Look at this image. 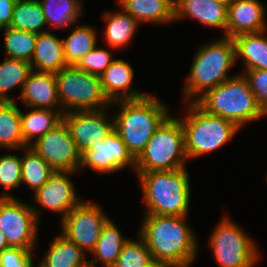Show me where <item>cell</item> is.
I'll list each match as a JSON object with an SVG mask.
<instances>
[{
	"mask_svg": "<svg viewBox=\"0 0 267 267\" xmlns=\"http://www.w3.org/2000/svg\"><path fill=\"white\" fill-rule=\"evenodd\" d=\"M75 172L55 171L49 180L34 192L35 202L62 218L82 200L77 196L75 184L69 175Z\"/></svg>",
	"mask_w": 267,
	"mask_h": 267,
	"instance_id": "15",
	"label": "cell"
},
{
	"mask_svg": "<svg viewBox=\"0 0 267 267\" xmlns=\"http://www.w3.org/2000/svg\"><path fill=\"white\" fill-rule=\"evenodd\" d=\"M193 59L182 90V101L187 103L195 102L208 90L233 77L229 76V71L238 62L234 40L223 36L206 43L198 49Z\"/></svg>",
	"mask_w": 267,
	"mask_h": 267,
	"instance_id": "3",
	"label": "cell"
},
{
	"mask_svg": "<svg viewBox=\"0 0 267 267\" xmlns=\"http://www.w3.org/2000/svg\"><path fill=\"white\" fill-rule=\"evenodd\" d=\"M111 105L120 106V110L113 115L114 128L135 158L171 115L170 108L152 94L139 99L114 101Z\"/></svg>",
	"mask_w": 267,
	"mask_h": 267,
	"instance_id": "2",
	"label": "cell"
},
{
	"mask_svg": "<svg viewBox=\"0 0 267 267\" xmlns=\"http://www.w3.org/2000/svg\"><path fill=\"white\" fill-rule=\"evenodd\" d=\"M20 98L27 108L62 110L57 95L55 73L32 70L18 99Z\"/></svg>",
	"mask_w": 267,
	"mask_h": 267,
	"instance_id": "17",
	"label": "cell"
},
{
	"mask_svg": "<svg viewBox=\"0 0 267 267\" xmlns=\"http://www.w3.org/2000/svg\"><path fill=\"white\" fill-rule=\"evenodd\" d=\"M37 208L16 197L0 198V230L10 247L34 252L41 215V209Z\"/></svg>",
	"mask_w": 267,
	"mask_h": 267,
	"instance_id": "10",
	"label": "cell"
},
{
	"mask_svg": "<svg viewBox=\"0 0 267 267\" xmlns=\"http://www.w3.org/2000/svg\"><path fill=\"white\" fill-rule=\"evenodd\" d=\"M84 254L82 249L60 233L50 243L37 267H86L89 261Z\"/></svg>",
	"mask_w": 267,
	"mask_h": 267,
	"instance_id": "23",
	"label": "cell"
},
{
	"mask_svg": "<svg viewBox=\"0 0 267 267\" xmlns=\"http://www.w3.org/2000/svg\"><path fill=\"white\" fill-rule=\"evenodd\" d=\"M266 8L260 0H233L228 5L226 37L267 30Z\"/></svg>",
	"mask_w": 267,
	"mask_h": 267,
	"instance_id": "16",
	"label": "cell"
},
{
	"mask_svg": "<svg viewBox=\"0 0 267 267\" xmlns=\"http://www.w3.org/2000/svg\"><path fill=\"white\" fill-rule=\"evenodd\" d=\"M118 5L139 24L171 23L174 20V0H117Z\"/></svg>",
	"mask_w": 267,
	"mask_h": 267,
	"instance_id": "21",
	"label": "cell"
},
{
	"mask_svg": "<svg viewBox=\"0 0 267 267\" xmlns=\"http://www.w3.org/2000/svg\"><path fill=\"white\" fill-rule=\"evenodd\" d=\"M9 247H10V246H9L7 240H6L5 235H4V234L1 232V230H0V253H1L3 250H5V249H7V248H9Z\"/></svg>",
	"mask_w": 267,
	"mask_h": 267,
	"instance_id": "40",
	"label": "cell"
},
{
	"mask_svg": "<svg viewBox=\"0 0 267 267\" xmlns=\"http://www.w3.org/2000/svg\"><path fill=\"white\" fill-rule=\"evenodd\" d=\"M266 32L241 34L233 38L236 47V59L243 60L244 70H267Z\"/></svg>",
	"mask_w": 267,
	"mask_h": 267,
	"instance_id": "22",
	"label": "cell"
},
{
	"mask_svg": "<svg viewBox=\"0 0 267 267\" xmlns=\"http://www.w3.org/2000/svg\"><path fill=\"white\" fill-rule=\"evenodd\" d=\"M135 165L136 158L114 128L102 142L81 153L79 169L87 167L100 174H111L130 166L135 171Z\"/></svg>",
	"mask_w": 267,
	"mask_h": 267,
	"instance_id": "13",
	"label": "cell"
},
{
	"mask_svg": "<svg viewBox=\"0 0 267 267\" xmlns=\"http://www.w3.org/2000/svg\"><path fill=\"white\" fill-rule=\"evenodd\" d=\"M208 243L219 267H253L259 259L255 240L226 216L218 222Z\"/></svg>",
	"mask_w": 267,
	"mask_h": 267,
	"instance_id": "9",
	"label": "cell"
},
{
	"mask_svg": "<svg viewBox=\"0 0 267 267\" xmlns=\"http://www.w3.org/2000/svg\"><path fill=\"white\" fill-rule=\"evenodd\" d=\"M99 78L103 93L110 102L139 99L147 95L131 86L134 70L128 61L114 59Z\"/></svg>",
	"mask_w": 267,
	"mask_h": 267,
	"instance_id": "18",
	"label": "cell"
},
{
	"mask_svg": "<svg viewBox=\"0 0 267 267\" xmlns=\"http://www.w3.org/2000/svg\"><path fill=\"white\" fill-rule=\"evenodd\" d=\"M107 108L64 112L62 121L82 153L91 145L102 142L114 129V117H107Z\"/></svg>",
	"mask_w": 267,
	"mask_h": 267,
	"instance_id": "14",
	"label": "cell"
},
{
	"mask_svg": "<svg viewBox=\"0 0 267 267\" xmlns=\"http://www.w3.org/2000/svg\"><path fill=\"white\" fill-rule=\"evenodd\" d=\"M228 6L213 0H174V20L192 17L201 24L223 30L226 37Z\"/></svg>",
	"mask_w": 267,
	"mask_h": 267,
	"instance_id": "19",
	"label": "cell"
},
{
	"mask_svg": "<svg viewBox=\"0 0 267 267\" xmlns=\"http://www.w3.org/2000/svg\"><path fill=\"white\" fill-rule=\"evenodd\" d=\"M30 64L32 70L39 72L57 73L65 68L68 64L64 55L63 40L50 30L38 33Z\"/></svg>",
	"mask_w": 267,
	"mask_h": 267,
	"instance_id": "20",
	"label": "cell"
},
{
	"mask_svg": "<svg viewBox=\"0 0 267 267\" xmlns=\"http://www.w3.org/2000/svg\"><path fill=\"white\" fill-rule=\"evenodd\" d=\"M97 202L82 200L61 218L62 235L85 253H91L110 219Z\"/></svg>",
	"mask_w": 267,
	"mask_h": 267,
	"instance_id": "11",
	"label": "cell"
},
{
	"mask_svg": "<svg viewBox=\"0 0 267 267\" xmlns=\"http://www.w3.org/2000/svg\"><path fill=\"white\" fill-rule=\"evenodd\" d=\"M29 110L27 113L21 111L22 135L28 146L58 126L64 113L63 110L30 107Z\"/></svg>",
	"mask_w": 267,
	"mask_h": 267,
	"instance_id": "25",
	"label": "cell"
},
{
	"mask_svg": "<svg viewBox=\"0 0 267 267\" xmlns=\"http://www.w3.org/2000/svg\"><path fill=\"white\" fill-rule=\"evenodd\" d=\"M195 103L209 114L232 121L240 129L266 116L241 72L205 92Z\"/></svg>",
	"mask_w": 267,
	"mask_h": 267,
	"instance_id": "5",
	"label": "cell"
},
{
	"mask_svg": "<svg viewBox=\"0 0 267 267\" xmlns=\"http://www.w3.org/2000/svg\"><path fill=\"white\" fill-rule=\"evenodd\" d=\"M148 267H166L165 265L161 264V263H157V262H153L150 266Z\"/></svg>",
	"mask_w": 267,
	"mask_h": 267,
	"instance_id": "41",
	"label": "cell"
},
{
	"mask_svg": "<svg viewBox=\"0 0 267 267\" xmlns=\"http://www.w3.org/2000/svg\"><path fill=\"white\" fill-rule=\"evenodd\" d=\"M45 15L47 29L70 28L82 15L81 0H38ZM82 3V4H81ZM63 27V28H62Z\"/></svg>",
	"mask_w": 267,
	"mask_h": 267,
	"instance_id": "28",
	"label": "cell"
},
{
	"mask_svg": "<svg viewBox=\"0 0 267 267\" xmlns=\"http://www.w3.org/2000/svg\"><path fill=\"white\" fill-rule=\"evenodd\" d=\"M242 74L247 79L260 109L267 115V70H246L243 71Z\"/></svg>",
	"mask_w": 267,
	"mask_h": 267,
	"instance_id": "37",
	"label": "cell"
},
{
	"mask_svg": "<svg viewBox=\"0 0 267 267\" xmlns=\"http://www.w3.org/2000/svg\"><path fill=\"white\" fill-rule=\"evenodd\" d=\"M110 53L106 49L96 46L82 57L75 66L84 72L100 77L114 60Z\"/></svg>",
	"mask_w": 267,
	"mask_h": 267,
	"instance_id": "36",
	"label": "cell"
},
{
	"mask_svg": "<svg viewBox=\"0 0 267 267\" xmlns=\"http://www.w3.org/2000/svg\"><path fill=\"white\" fill-rule=\"evenodd\" d=\"M187 105L186 116L179 119L184 130L187 159L221 148L240 130L232 121L205 112L195 102Z\"/></svg>",
	"mask_w": 267,
	"mask_h": 267,
	"instance_id": "6",
	"label": "cell"
},
{
	"mask_svg": "<svg viewBox=\"0 0 267 267\" xmlns=\"http://www.w3.org/2000/svg\"><path fill=\"white\" fill-rule=\"evenodd\" d=\"M58 100L63 112L98 110L111 107L103 93L100 78L67 65L55 73Z\"/></svg>",
	"mask_w": 267,
	"mask_h": 267,
	"instance_id": "8",
	"label": "cell"
},
{
	"mask_svg": "<svg viewBox=\"0 0 267 267\" xmlns=\"http://www.w3.org/2000/svg\"><path fill=\"white\" fill-rule=\"evenodd\" d=\"M45 26L47 27L45 15L38 0H17L15 2L9 27L38 34L49 31L43 29Z\"/></svg>",
	"mask_w": 267,
	"mask_h": 267,
	"instance_id": "31",
	"label": "cell"
},
{
	"mask_svg": "<svg viewBox=\"0 0 267 267\" xmlns=\"http://www.w3.org/2000/svg\"><path fill=\"white\" fill-rule=\"evenodd\" d=\"M6 57L31 62L37 33L6 27L3 29Z\"/></svg>",
	"mask_w": 267,
	"mask_h": 267,
	"instance_id": "33",
	"label": "cell"
},
{
	"mask_svg": "<svg viewBox=\"0 0 267 267\" xmlns=\"http://www.w3.org/2000/svg\"><path fill=\"white\" fill-rule=\"evenodd\" d=\"M103 15L105 20L104 39L112 49L124 48L134 38L140 25L130 14L122 8L121 11H107Z\"/></svg>",
	"mask_w": 267,
	"mask_h": 267,
	"instance_id": "26",
	"label": "cell"
},
{
	"mask_svg": "<svg viewBox=\"0 0 267 267\" xmlns=\"http://www.w3.org/2000/svg\"><path fill=\"white\" fill-rule=\"evenodd\" d=\"M139 240H131L124 244L116 263L112 267H148L154 259L149 249L140 237Z\"/></svg>",
	"mask_w": 267,
	"mask_h": 267,
	"instance_id": "34",
	"label": "cell"
},
{
	"mask_svg": "<svg viewBox=\"0 0 267 267\" xmlns=\"http://www.w3.org/2000/svg\"><path fill=\"white\" fill-rule=\"evenodd\" d=\"M185 216L145 214L138 235L155 262L189 267L197 258L198 241Z\"/></svg>",
	"mask_w": 267,
	"mask_h": 267,
	"instance_id": "1",
	"label": "cell"
},
{
	"mask_svg": "<svg viewBox=\"0 0 267 267\" xmlns=\"http://www.w3.org/2000/svg\"><path fill=\"white\" fill-rule=\"evenodd\" d=\"M24 142L21 125V109L16 101H0V148L22 150Z\"/></svg>",
	"mask_w": 267,
	"mask_h": 267,
	"instance_id": "27",
	"label": "cell"
},
{
	"mask_svg": "<svg viewBox=\"0 0 267 267\" xmlns=\"http://www.w3.org/2000/svg\"><path fill=\"white\" fill-rule=\"evenodd\" d=\"M213 1H217L228 6L233 0H213Z\"/></svg>",
	"mask_w": 267,
	"mask_h": 267,
	"instance_id": "42",
	"label": "cell"
},
{
	"mask_svg": "<svg viewBox=\"0 0 267 267\" xmlns=\"http://www.w3.org/2000/svg\"><path fill=\"white\" fill-rule=\"evenodd\" d=\"M33 251L9 247L0 253V267H34Z\"/></svg>",
	"mask_w": 267,
	"mask_h": 267,
	"instance_id": "38",
	"label": "cell"
},
{
	"mask_svg": "<svg viewBox=\"0 0 267 267\" xmlns=\"http://www.w3.org/2000/svg\"><path fill=\"white\" fill-rule=\"evenodd\" d=\"M145 214L185 216L190 206V178L186 167L172 171L136 172Z\"/></svg>",
	"mask_w": 267,
	"mask_h": 267,
	"instance_id": "4",
	"label": "cell"
},
{
	"mask_svg": "<svg viewBox=\"0 0 267 267\" xmlns=\"http://www.w3.org/2000/svg\"><path fill=\"white\" fill-rule=\"evenodd\" d=\"M21 156V185H27L34 192L42 187L55 170L31 147H24Z\"/></svg>",
	"mask_w": 267,
	"mask_h": 267,
	"instance_id": "29",
	"label": "cell"
},
{
	"mask_svg": "<svg viewBox=\"0 0 267 267\" xmlns=\"http://www.w3.org/2000/svg\"><path fill=\"white\" fill-rule=\"evenodd\" d=\"M76 28L62 38L64 55L68 65H76L79 60L97 46L96 29L90 25H74Z\"/></svg>",
	"mask_w": 267,
	"mask_h": 267,
	"instance_id": "30",
	"label": "cell"
},
{
	"mask_svg": "<svg viewBox=\"0 0 267 267\" xmlns=\"http://www.w3.org/2000/svg\"><path fill=\"white\" fill-rule=\"evenodd\" d=\"M5 61L0 64V101L8 102L15 101L8 95L10 90L21 87L23 89L24 83L28 75L32 71L31 64L24 60L5 57ZM17 87V88H16Z\"/></svg>",
	"mask_w": 267,
	"mask_h": 267,
	"instance_id": "32",
	"label": "cell"
},
{
	"mask_svg": "<svg viewBox=\"0 0 267 267\" xmlns=\"http://www.w3.org/2000/svg\"><path fill=\"white\" fill-rule=\"evenodd\" d=\"M16 1L17 0H0V30L10 26Z\"/></svg>",
	"mask_w": 267,
	"mask_h": 267,
	"instance_id": "39",
	"label": "cell"
},
{
	"mask_svg": "<svg viewBox=\"0 0 267 267\" xmlns=\"http://www.w3.org/2000/svg\"><path fill=\"white\" fill-rule=\"evenodd\" d=\"M29 147L55 171H79L81 153L63 121L53 130L33 141Z\"/></svg>",
	"mask_w": 267,
	"mask_h": 267,
	"instance_id": "12",
	"label": "cell"
},
{
	"mask_svg": "<svg viewBox=\"0 0 267 267\" xmlns=\"http://www.w3.org/2000/svg\"><path fill=\"white\" fill-rule=\"evenodd\" d=\"M0 186L4 189L0 198H14L10 192L21 186V156H0Z\"/></svg>",
	"mask_w": 267,
	"mask_h": 267,
	"instance_id": "35",
	"label": "cell"
},
{
	"mask_svg": "<svg viewBox=\"0 0 267 267\" xmlns=\"http://www.w3.org/2000/svg\"><path fill=\"white\" fill-rule=\"evenodd\" d=\"M184 130L179 118L169 116L136 158L135 171H172L185 168Z\"/></svg>",
	"mask_w": 267,
	"mask_h": 267,
	"instance_id": "7",
	"label": "cell"
},
{
	"mask_svg": "<svg viewBox=\"0 0 267 267\" xmlns=\"http://www.w3.org/2000/svg\"><path fill=\"white\" fill-rule=\"evenodd\" d=\"M119 227L109 219L103 226L101 235L94 250L90 253L94 259L88 260L91 267L102 262L101 267H112L121 253V249L129 238L122 236Z\"/></svg>",
	"mask_w": 267,
	"mask_h": 267,
	"instance_id": "24",
	"label": "cell"
}]
</instances>
